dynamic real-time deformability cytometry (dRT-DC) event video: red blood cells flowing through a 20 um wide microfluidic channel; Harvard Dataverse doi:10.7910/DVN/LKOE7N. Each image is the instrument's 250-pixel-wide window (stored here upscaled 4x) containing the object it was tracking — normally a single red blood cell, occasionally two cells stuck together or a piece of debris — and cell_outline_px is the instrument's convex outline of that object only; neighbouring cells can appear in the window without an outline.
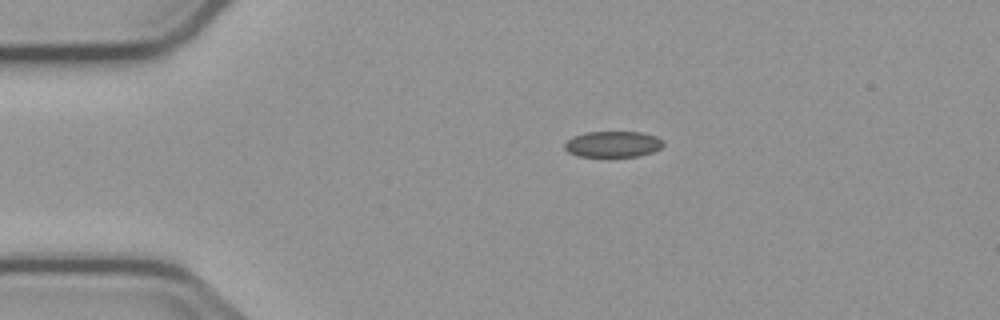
{"species": "common noctule bat (a hibernating species)", "species_latin": "Nyctalus noctula", "temperature_condition": "cold", "stored_images_in_passage": 3, "camera_frame_rate_fps": 3000, "um_per_image_px": 0.085, "animal": {"sex": "male", "body_mass_g": 23.1, "forearm_length_mm": 52.7}, "frame": {"image": 1, "passage_image": 1, "time_ms": 0.0, "image_size_px": [1000, 320], "cell_outline_px": [[664, 144], [660, 148], [652, 152], [636, 156], [576, 156], [568, 152], [564, 148], [564, 144], [572, 136], [584, 132], [640, 132], [656, 136], [664, 140]], "centroid_in_image_um": [52.08, 12.24], "position_along_channel_um": 32.9, "area_um2": 14.97}}
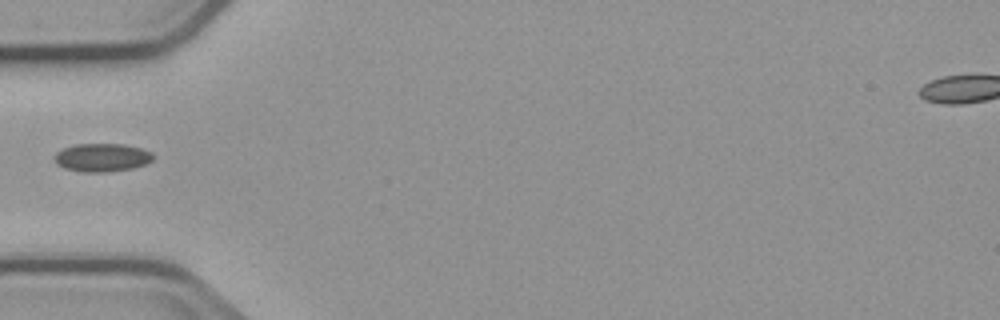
{"frame": {"image": 2, "passage_image": 3, "time_ms": 2.333, "image_size_px": [1000, 320], "cell_outline_px": [[152, 160], [144, 164], [132, 168], [104, 172], [84, 172], [64, 168], [56, 164], [56, 152], [64, 148], [76, 144], [124, 144], [140, 148], [152, 152]], "centroid_in_image_um": [8.66, 13.38], "position_along_channel_um": 76.3, "area_um2": 16.01}}